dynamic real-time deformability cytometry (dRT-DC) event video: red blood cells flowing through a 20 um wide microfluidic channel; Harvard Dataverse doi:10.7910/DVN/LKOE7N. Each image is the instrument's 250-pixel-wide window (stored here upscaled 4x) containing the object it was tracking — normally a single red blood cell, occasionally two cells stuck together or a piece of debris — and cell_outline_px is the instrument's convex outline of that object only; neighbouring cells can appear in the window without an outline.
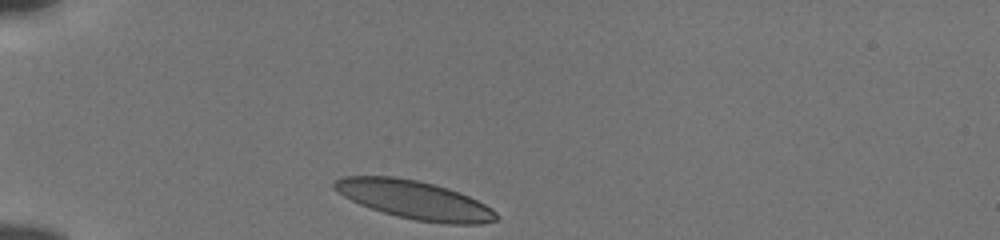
{"species": "human", "species_latin": "Homo sapiens", "temperature_condition": "cold", "stored_images_in_passage": 32, "camera_frame_rate_fps": 3000, "um_per_image_px": 0.085, "donor": {"sex": "male"}, "frame": {"image": 1, "passage_image": 1, "time_ms": 0.0, "image_size_px": [1000, 240], "cell_outline_px": [[500, 216], [496, 220], [480, 224], [444, 224], [416, 220], [396, 216], [360, 204], [344, 196], [332, 188], [332, 184], [340, 176], [392, 176], [416, 180], [448, 188], [468, 196], [492, 208]], "centroid_in_image_um": [35.23, 16.99], "position_along_channel_um": 49.8, "area_um2": 36.07}}
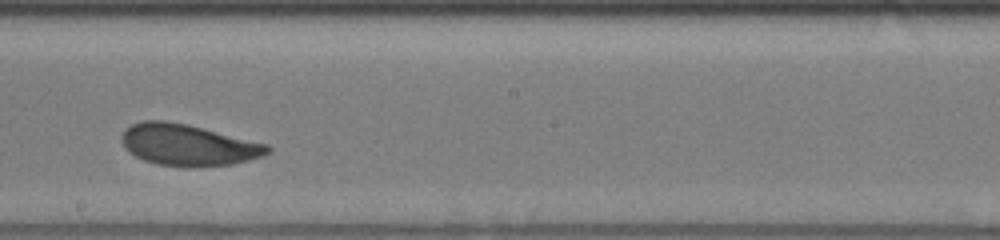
{"frame": {"image": 2, "passage_image": 18, "time_ms": 5.667, "image_size_px": [1000, 240], "cell_outline_px": [[272, 152], [264, 156], [232, 164], [200, 168], [184, 168], [156, 164], [144, 160], [128, 152], [120, 136], [124, 128], [132, 124], [144, 120], [164, 120], [188, 124], [268, 144], [272, 148]], "centroid_in_image_um": [16.01, 12.34], "position_along_channel_um": 232.2, "area_um2": 35.84}}
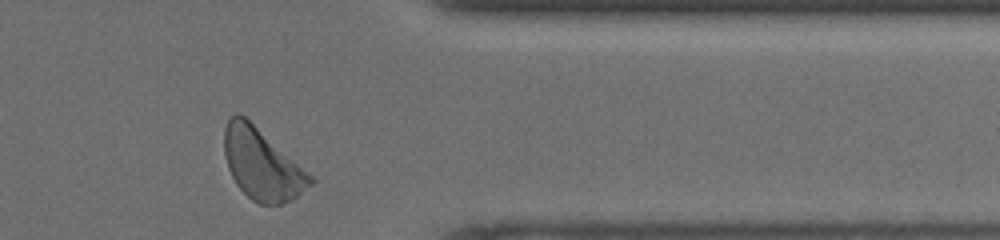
{"frame": {"image": 3, "passage_image": 31, "time_ms": 10.0, "image_size_px": [1000, 240], "cell_outline_px": [[316, 180], [312, 184], [292, 200], [280, 204], [260, 204], [252, 200], [236, 184], [228, 168], [224, 152], [224, 128], [228, 120], [236, 112], [244, 116], [312, 176]], "centroid_in_image_um": [22.25, 13.98], "position_along_channel_um": 389.2, "area_um2": 34.91}, "authors_computed_cell_mechanics": {"area_um2": 34.7089, "velocity_mm_per_s": 3.7855, "shape_relaxation_time_tau1_ms": 2.4355, "shape_relaxation_time_tau2_ms": 3.1223, "deformation_change_tau1": 0.0919, "deformation_change_tau2": 0.0772}}